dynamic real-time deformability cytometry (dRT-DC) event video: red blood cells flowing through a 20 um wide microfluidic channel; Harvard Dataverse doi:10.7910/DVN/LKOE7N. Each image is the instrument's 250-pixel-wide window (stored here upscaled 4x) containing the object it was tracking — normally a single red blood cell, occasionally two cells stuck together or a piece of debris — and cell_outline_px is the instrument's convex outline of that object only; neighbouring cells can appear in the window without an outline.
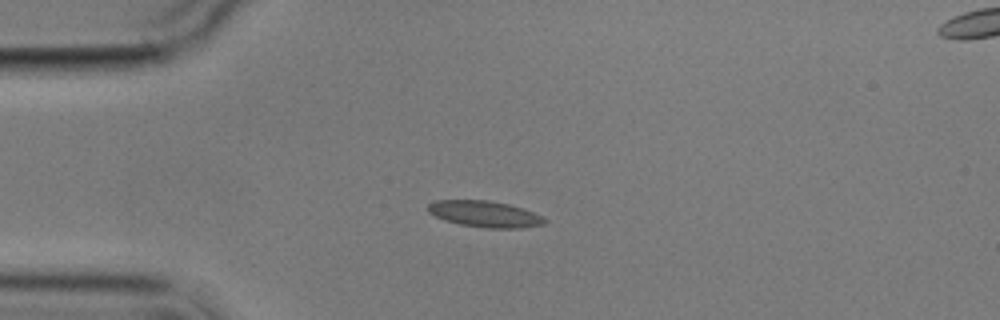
{"species": "common noctule bat (a hibernating species)", "species_latin": "Nyctalus noctula", "temperature_condition": "cold", "stored_images_in_passage": 7, "camera_frame_rate_fps": 3000, "um_per_image_px": 0.085, "animal": {"sex": "male", "body_mass_g": 17.9}, "frame": {"image": 1, "passage_image": 1, "time_ms": 0.0, "image_size_px": [1000, 320], "cell_outline_px": [[548, 220], [544, 224], [520, 228], [488, 228], [460, 224], [444, 220], [428, 212], [428, 204], [436, 200], [488, 200], [508, 204], [524, 208]], "centroid_in_image_um": [41.2, 18.18], "position_along_channel_um": 43.8, "area_um2": 17.74}}
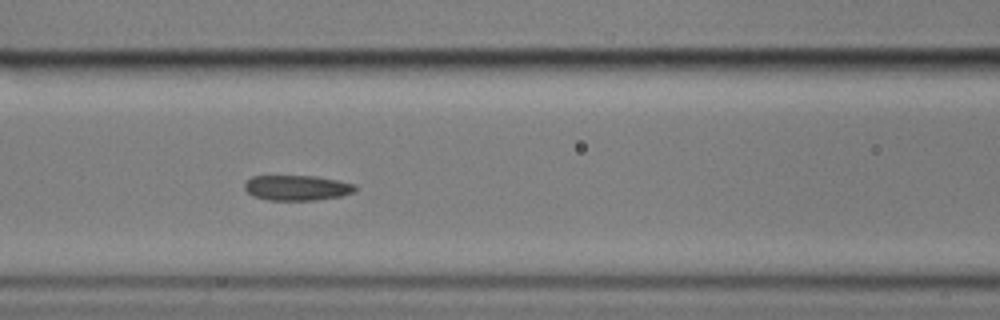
{"frame": {"image": 2, "passage_image": 4, "time_ms": 3.333, "image_size_px": [1000, 320], "cell_outline_px": [[356, 188], [352, 192], [340, 196], [316, 200], [268, 200], [252, 196], [244, 188], [244, 184], [252, 176], [316, 176], [356, 184]], "centroid_in_image_um": [25.22, 15.96], "position_along_channel_um": 141.4, "area_um2": 16.18}}
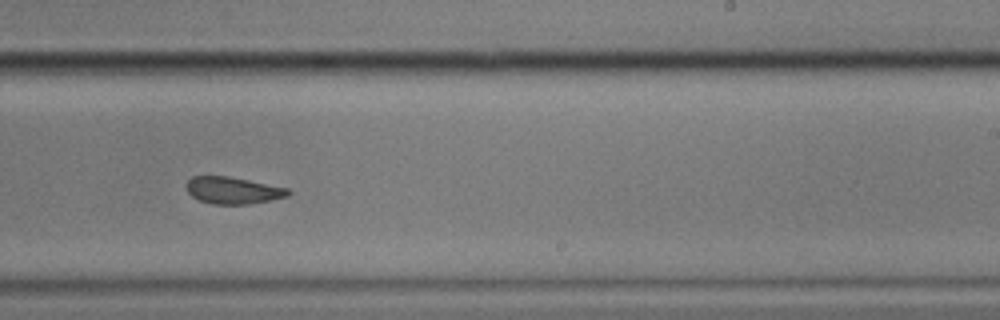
{"frame": {"image": 3, "passage_image": 7, "time_ms": 7.0, "image_size_px": [1000, 320], "cell_outline_px": [[292, 192], [288, 196], [248, 204], [212, 204], [200, 200], [192, 196], [188, 192], [188, 180], [192, 176], [228, 176], [288, 188]], "centroid_in_image_um": [19.81, 16.18], "position_along_channel_um": 269.2, "area_um2": 15.72}}